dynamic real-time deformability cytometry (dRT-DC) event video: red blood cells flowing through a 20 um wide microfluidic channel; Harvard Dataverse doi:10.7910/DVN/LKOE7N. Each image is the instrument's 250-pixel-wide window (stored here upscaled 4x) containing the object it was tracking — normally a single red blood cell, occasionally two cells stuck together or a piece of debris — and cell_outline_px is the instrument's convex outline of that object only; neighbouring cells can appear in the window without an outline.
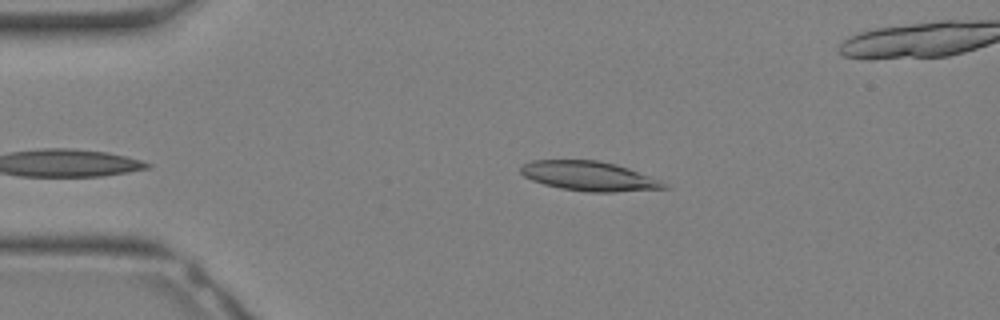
{"species": "Egyptian fruit bat (a non-hibernating species)", "species_latin": "Rousettus aegyptiacus", "temperature_condition": "warm", "stored_images_in_passage": 6, "camera_frame_rate_fps": 3000, "um_per_image_px": 0.085, "animal": {"sex": "female"}, "frame": {"image": 1, "passage_image": 1, "time_ms": 0.0, "image_size_px": [1000, 320], "cell_outline_px": [[672, 188], [612, 192], [588, 192], [560, 188], [544, 184], [532, 180], [524, 176], [520, 172], [520, 168], [524, 164], [532, 160], [596, 160], [616, 164], [628, 168], [660, 180], [668, 184]], "centroid_in_image_um": [50.09, 14.97], "position_along_channel_um": 34.9, "area_um2": 24.62}}
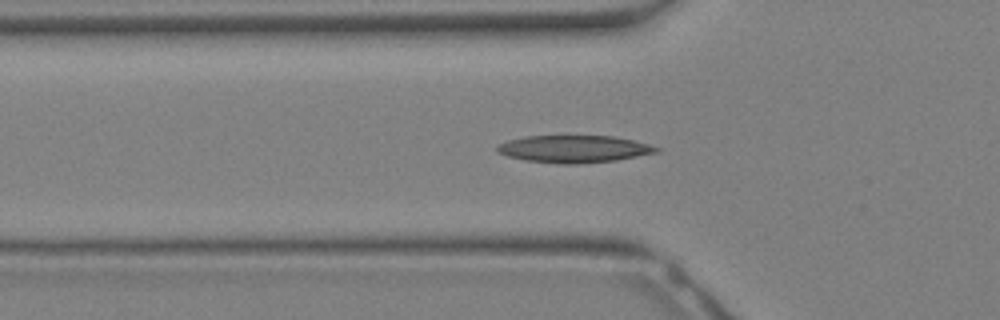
{"frame": {"image": 2, "passage_image": 5, "time_ms": 1.333, "image_size_px": [1000, 320], "cell_outline_px": [[660, 152], [616, 160], [576, 164], [560, 164], [524, 160], [508, 156], [496, 152], [496, 144], [508, 140], [524, 136], [612, 136], [632, 140], [648, 144], [660, 148]], "centroid_in_image_um": [48.75, 12.66], "position_along_channel_um": 77.0, "area_um2": 25.37}}